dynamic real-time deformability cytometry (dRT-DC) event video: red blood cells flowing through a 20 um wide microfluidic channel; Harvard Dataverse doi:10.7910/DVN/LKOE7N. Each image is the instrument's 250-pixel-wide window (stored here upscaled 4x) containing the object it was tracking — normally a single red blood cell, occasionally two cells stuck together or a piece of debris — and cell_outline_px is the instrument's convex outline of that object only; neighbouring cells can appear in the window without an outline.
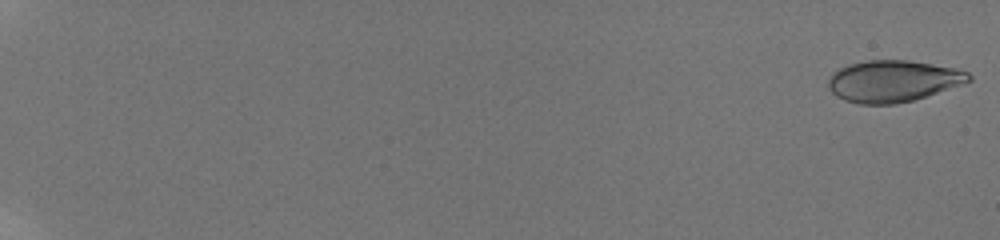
{"species": "human", "species_latin": "Homo sapiens", "temperature_condition": "room temperature", "stored_images_in_passage": 18, "camera_frame_rate_fps": 3000, "um_per_image_px": 0.085, "donor": {"sex": "male"}, "frame": {"image": 1, "passage_image": 1, "time_ms": 0.0, "image_size_px": [1000, 240], "cell_outline_px": [[972, 80], [912, 100], [896, 104], [860, 104], [844, 100], [836, 96], [828, 88], [828, 80], [832, 72], [848, 64], [868, 60], [908, 60], [952, 68], [968, 72], [972, 76]], "centroid_in_image_um": [75.84, 6.89], "position_along_channel_um": 9.2, "area_um2": 33.7}}
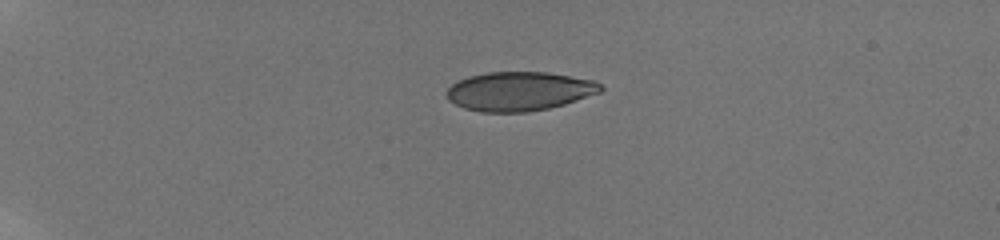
{"frame": {"image": 2, "passage_image": 10, "time_ms": 5.333, "image_size_px": [1000, 240], "cell_outline_px": [[604, 88], [600, 92], [564, 104], [548, 108], [528, 112], [480, 112], [464, 108], [448, 100], [448, 88], [452, 84], [468, 76], [488, 72], [548, 72], [592, 80], [600, 84]], "centroid_in_image_um": [44.13, 7.76], "position_along_channel_um": 40.9, "area_um2": 34.8}}
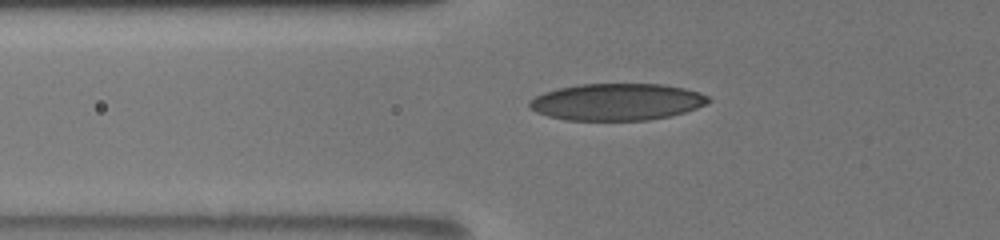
{"frame": {"image": 3, "passage_image": 17, "time_ms": 8.0, "image_size_px": [1000, 240], "cell_outline_px": [[712, 100], [696, 108], [684, 112], [668, 116], [648, 120], [568, 120], [548, 116], [536, 112], [528, 104], [528, 100], [544, 92], [560, 88], [580, 84], [664, 84], [684, 88], [700, 92], [708, 96]], "centroid_in_image_um": [52.44, 8.66], "position_along_channel_um": 73.4, "area_um2": 38.32}}